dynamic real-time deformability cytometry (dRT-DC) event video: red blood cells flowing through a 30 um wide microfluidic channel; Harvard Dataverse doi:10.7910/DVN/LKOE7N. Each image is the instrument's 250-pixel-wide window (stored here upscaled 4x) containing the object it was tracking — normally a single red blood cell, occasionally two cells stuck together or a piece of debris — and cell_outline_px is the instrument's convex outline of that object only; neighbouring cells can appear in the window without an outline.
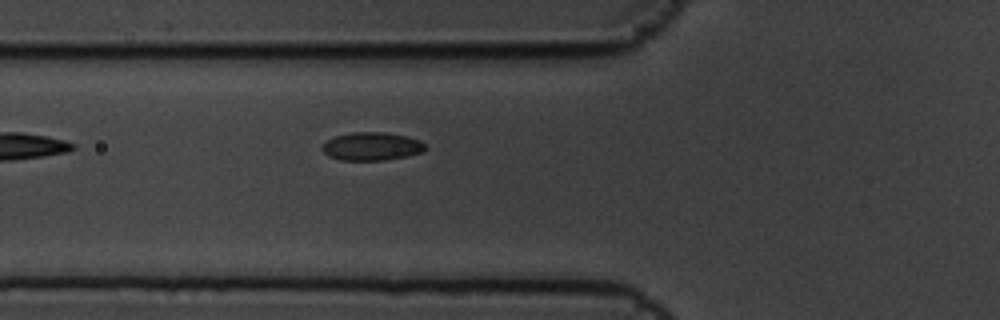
{"species": "common noctule bat (a hibernating species)", "species_latin": "Nyctalus noctula", "temperature_condition": "cold", "stored_images_in_passage": 6, "camera_frame_rate_fps": 3000, "um_per_image_px": 0.085, "animal": {"sex": "male", "body_mass_g": 19.5, "forearm_length_mm": 54.6}, "frame": {"image": 1, "passage_image": 6, "time_ms": 1.667, "image_size_px": [1000, 320], "cell_outline_px": [[428, 148], [424, 152], [408, 156], [384, 160], [340, 160], [328, 156], [320, 148], [328, 140], [336, 136], [352, 132], [384, 132], [404, 136], [416, 140], [424, 144]], "centroid_in_image_um": [31.59, 12.45], "position_along_channel_um": 94.2, "area_um2": 16.82}}